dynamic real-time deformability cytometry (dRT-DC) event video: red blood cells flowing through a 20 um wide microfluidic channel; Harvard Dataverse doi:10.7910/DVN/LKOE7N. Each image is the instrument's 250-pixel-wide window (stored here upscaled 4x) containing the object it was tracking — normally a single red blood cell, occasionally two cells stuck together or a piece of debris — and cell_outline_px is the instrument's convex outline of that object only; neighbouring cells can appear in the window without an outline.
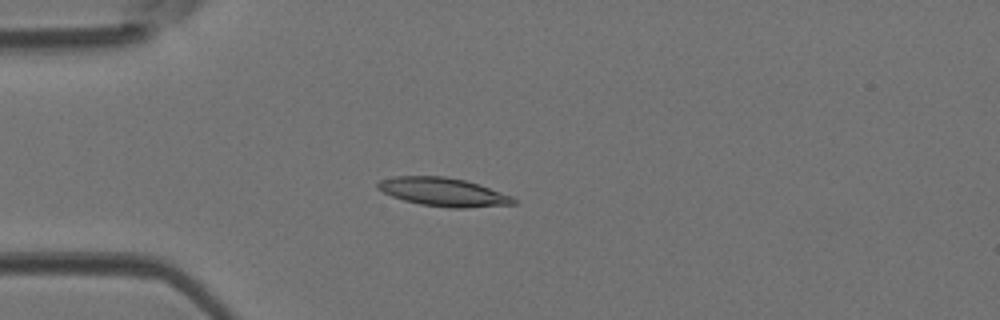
{"species": "Egyptian fruit bat (a non-hibernating species)", "species_latin": "Rousettus aegyptiacus", "temperature_condition": "room temperature", "stored_images_in_passage": 35, "camera_frame_rate_fps": 3000, "um_per_image_px": 0.085, "animal": {"sex": "female"}, "frame": {"image": 1, "passage_image": 1, "time_ms": 0.0, "image_size_px": [1000, 320], "cell_outline_px": [[516, 204], [468, 208], [448, 208], [420, 204], [404, 200], [392, 196], [376, 188], [376, 184], [380, 180], [392, 176], [444, 176], [464, 180], [512, 196], [516, 200]], "centroid_in_image_um": [37.65, 16.32], "position_along_channel_um": 47.4, "area_um2": 22.43}}
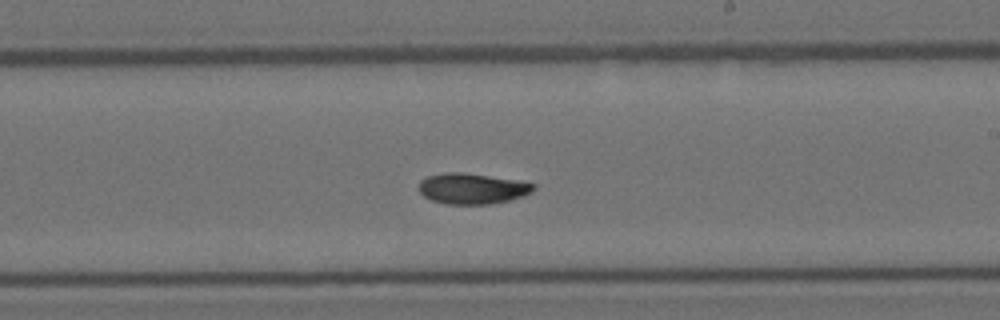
{"frame": {"image": 2, "passage_image": 16, "time_ms": 5.0, "image_size_px": [1000, 320], "cell_outline_px": [[536, 188], [524, 196], [492, 204], [444, 204], [432, 200], [424, 196], [416, 188], [420, 180], [428, 176], [448, 172], [464, 172], [520, 180], [536, 184]], "centroid_in_image_um": [40.13, 16.02], "position_along_channel_um": 248.9, "area_um2": 20.81}}
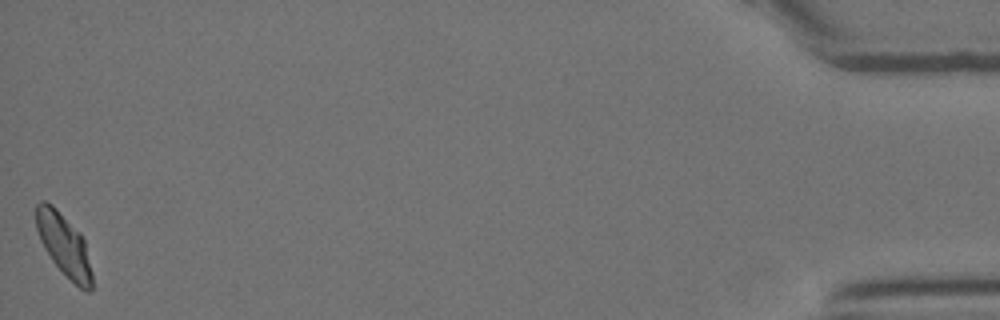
{"frame": {"image": 3, "passage_image": 35, "time_ms": 11.333, "image_size_px": [1000, 320], "cell_outline_px": [[92, 288], [88, 292], [80, 288], [52, 260], [44, 248], [40, 240], [36, 228], [36, 204], [40, 200], [44, 200], [52, 204], [80, 232], [84, 240], [92, 272]], "centroid_in_image_um": [5.43, 20.77], "position_along_channel_um": 429.8, "area_um2": 20.06}}